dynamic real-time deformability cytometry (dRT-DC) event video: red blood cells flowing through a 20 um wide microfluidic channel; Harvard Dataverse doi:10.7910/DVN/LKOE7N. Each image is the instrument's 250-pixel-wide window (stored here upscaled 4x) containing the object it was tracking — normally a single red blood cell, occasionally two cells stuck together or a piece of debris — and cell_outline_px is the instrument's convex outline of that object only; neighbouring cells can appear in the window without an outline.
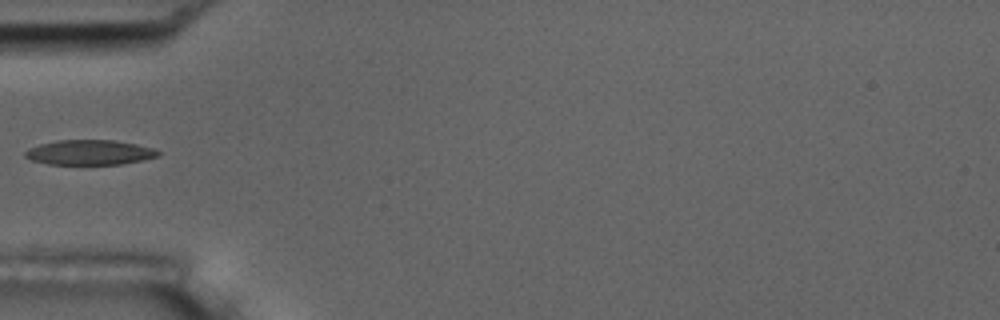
{"species": "common noctule bat (a hibernating species)", "species_latin": "Nyctalus noctula", "temperature_condition": "room temperature", "stored_images_in_passage": 5, "camera_frame_rate_fps": 3000, "um_per_image_px": 0.085, "animal": {"sex": "male", "body_mass_g": 17.5, "forearm_length_mm": 52.3}, "frame": {"image": 1, "passage_image": 4, "time_ms": 3.667, "image_size_px": [1000, 320], "cell_outline_px": [[160, 156], [144, 160], [120, 164], [48, 164], [32, 160], [24, 156], [24, 152], [28, 148], [40, 144], [56, 140], [112, 140], [136, 144], [152, 148], [160, 152]], "centroid_in_image_um": [7.61, 12.95], "position_along_channel_um": 77.4, "area_um2": 19.31}}